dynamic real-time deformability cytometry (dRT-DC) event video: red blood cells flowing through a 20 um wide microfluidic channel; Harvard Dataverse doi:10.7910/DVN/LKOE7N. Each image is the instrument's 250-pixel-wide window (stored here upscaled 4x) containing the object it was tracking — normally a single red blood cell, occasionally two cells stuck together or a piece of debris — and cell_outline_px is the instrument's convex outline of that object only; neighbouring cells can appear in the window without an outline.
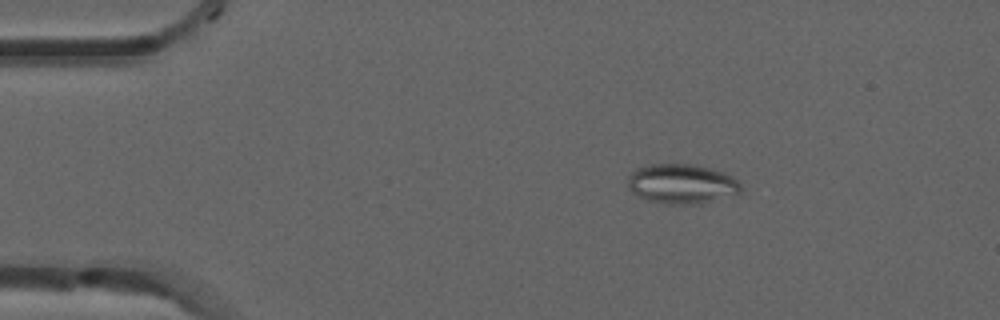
{"species": "common noctule bat (a hibernating species)", "species_latin": "Nyctalus noctula", "temperature_condition": "room temperature", "stored_images_in_passage": 7, "camera_frame_rate_fps": 3000, "um_per_image_px": 0.085, "animal": {"sex": "male", "forearm_length_mm": 52.5}, "frame": {"image": 1, "passage_image": 1, "time_ms": 0.0, "image_size_px": [1000, 320], "cell_outline_px": [[740, 192], [700, 204], [668, 204], [648, 200], [632, 192], [628, 188], [628, 176], [636, 168], [648, 164], [696, 164], [712, 168], [724, 172], [732, 176], [740, 184]], "centroid_in_image_um": [57.92, 15.61], "position_along_channel_um": 27.1, "area_um2": 26.13}}
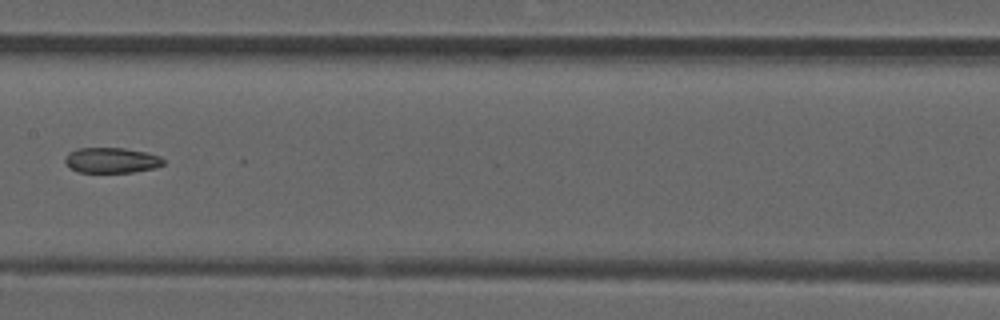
{"frame": {"image": 2, "passage_image": 6, "time_ms": 1.667, "image_size_px": [1000, 320], "cell_outline_px": [[164, 164], [156, 168], [132, 172], [76, 172], [64, 164], [64, 156], [68, 152], [76, 148], [124, 148], [144, 152], [160, 156], [164, 160]], "centroid_in_image_um": [9.42, 13.62], "position_along_channel_um": 198.0, "area_um2": 14.74}}
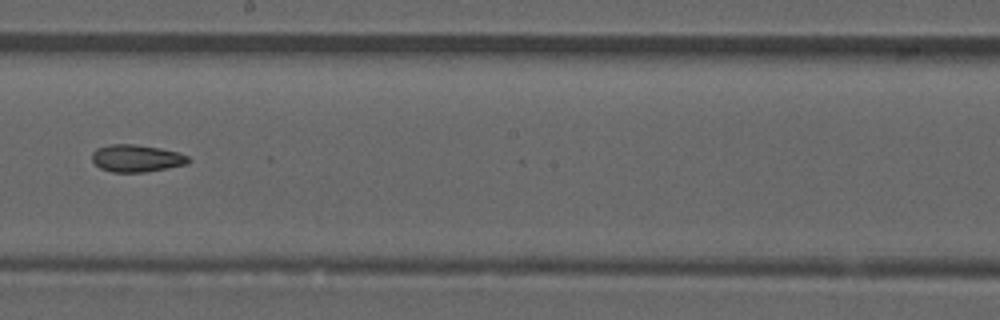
{"frame": {"image": 3, "passage_image": 7, "time_ms": 2.0, "image_size_px": [1000, 320], "cell_outline_px": [[192, 160], [188, 164], [168, 168], [144, 172], [112, 172], [100, 168], [92, 160], [92, 152], [96, 148], [108, 144], [136, 144], [160, 148], [180, 152], [188, 156]], "centroid_in_image_um": [11.63, 13.45], "position_along_channel_um": 236.6, "area_um2": 15.55}}